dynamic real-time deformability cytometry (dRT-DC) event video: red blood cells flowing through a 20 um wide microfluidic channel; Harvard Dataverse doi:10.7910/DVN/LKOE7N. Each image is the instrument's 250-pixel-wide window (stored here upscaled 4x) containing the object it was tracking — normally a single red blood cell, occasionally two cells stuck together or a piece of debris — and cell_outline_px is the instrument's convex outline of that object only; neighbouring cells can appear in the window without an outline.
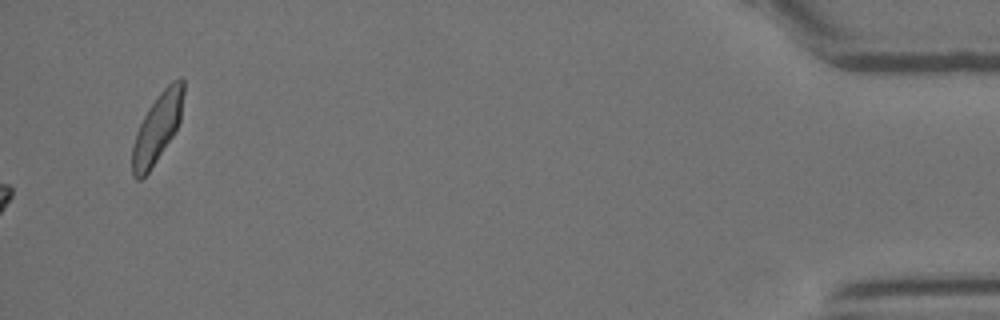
{"species": "Egyptian fruit bat (a non-hibernating species)", "species_latin": "Rousettus aegyptiacus", "temperature_condition": "room temperature", "stored_images_in_passage": 39, "camera_frame_rate_fps": 3000, "um_per_image_px": 0.085, "animal": {"sex": "female"}, "frame": {"image": 1, "passage_image": 39, "time_ms": 12.667, "image_size_px": [1000, 320], "cell_outline_px": [[184, 92], [180, 120], [172, 136], [148, 172], [140, 180], [136, 180], [132, 176], [132, 144], [136, 132], [148, 108], [156, 96], [172, 80], [180, 76], [184, 80]], "centroid_in_image_um": [13.36, 10.84], "position_along_channel_um": 421.8, "area_um2": 20.46}, "authors_computed_cell_mechanics": {"area_um2": 18.3804, "velocity_mm_per_s": 3.9176, "shape_relaxation_time_tau1_ms": 5.7396, "shape_relaxation_time_tau2_ms": 5.152, "deformation_change_tau1": 0.2232, "deformation_change_tau2": 0.1731}}